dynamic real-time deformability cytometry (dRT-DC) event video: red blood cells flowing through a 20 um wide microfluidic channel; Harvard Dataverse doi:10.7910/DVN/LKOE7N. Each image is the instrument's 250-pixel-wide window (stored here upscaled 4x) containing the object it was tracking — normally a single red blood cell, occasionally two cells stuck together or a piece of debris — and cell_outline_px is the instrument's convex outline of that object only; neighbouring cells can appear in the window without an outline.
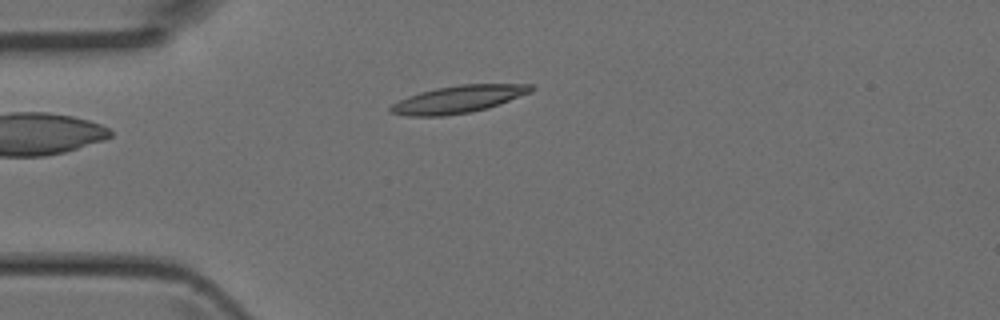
{"species": "Egyptian fruit bat (a non-hibernating species)", "species_latin": "Rousettus aegyptiacus", "temperature_condition": "room temperature", "stored_images_in_passage": 4, "camera_frame_rate_fps": 3000, "um_per_image_px": 0.085, "animal": {"sex": "female"}, "frame": {"image": 1, "passage_image": 4, "time_ms": 1.0, "image_size_px": [1000, 320], "cell_outline_px": [[536, 88], [532, 92], [488, 108], [472, 112], [444, 116], [408, 116], [388, 112], [388, 108], [392, 104], [408, 96], [420, 92], [436, 88], [460, 84], [532, 84]], "centroid_in_image_um": [38.96, 8.44], "position_along_channel_um": 46.0, "area_um2": 22.54}}